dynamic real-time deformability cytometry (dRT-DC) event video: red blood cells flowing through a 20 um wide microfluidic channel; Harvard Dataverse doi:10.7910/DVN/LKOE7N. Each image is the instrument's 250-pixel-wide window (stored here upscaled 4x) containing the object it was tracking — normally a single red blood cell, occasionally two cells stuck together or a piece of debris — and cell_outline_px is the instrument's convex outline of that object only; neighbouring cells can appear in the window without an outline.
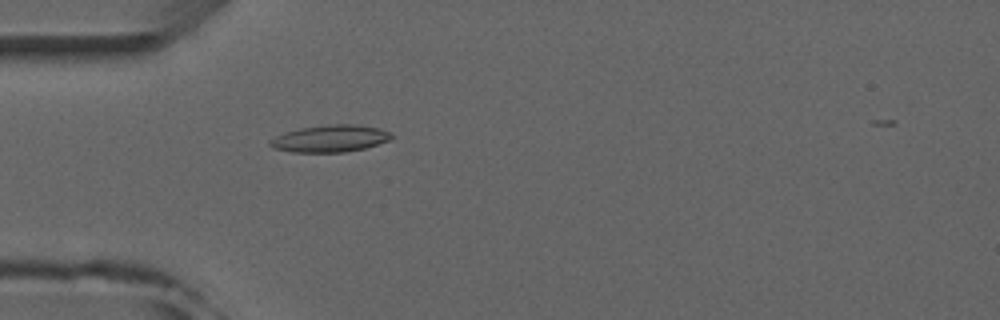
{"species": "common noctule bat (a hibernating species)", "species_latin": "Nyctalus noctula", "temperature_condition": "room temperature", "stored_images_in_passage": 4, "camera_frame_rate_fps": 3000, "um_per_image_px": 0.085, "animal": {"sex": "male", "forearm_length_mm": 52.5}, "frame": {"image": 1, "passage_image": 4, "time_ms": 4.667, "image_size_px": [1000, 320], "cell_outline_px": [[392, 140], [364, 148], [344, 152], [292, 152], [272, 148], [268, 144], [268, 140], [284, 132], [300, 128], [332, 124], [356, 124], [380, 128], [392, 132]], "centroid_in_image_um": [28.07, 11.77], "position_along_channel_um": 56.9, "area_um2": 19.31}}